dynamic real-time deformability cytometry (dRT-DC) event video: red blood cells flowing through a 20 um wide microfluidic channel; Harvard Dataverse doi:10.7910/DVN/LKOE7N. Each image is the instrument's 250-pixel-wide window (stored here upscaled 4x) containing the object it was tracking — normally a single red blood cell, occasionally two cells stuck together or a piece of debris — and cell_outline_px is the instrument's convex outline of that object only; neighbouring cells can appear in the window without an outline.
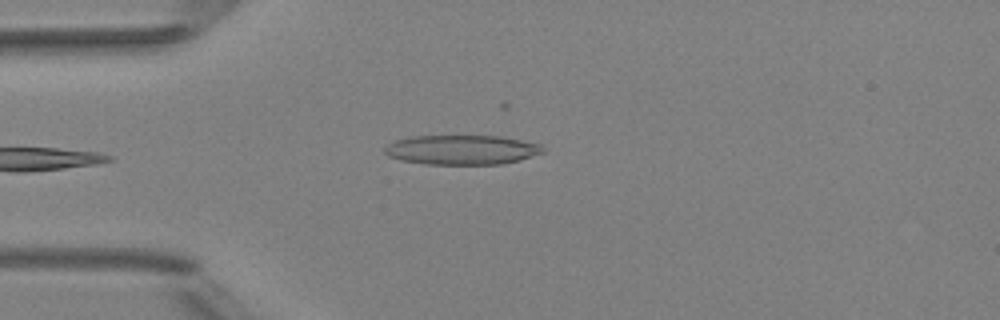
{"species": "Egyptian fruit bat (a non-hibernating species)", "species_latin": "Rousettus aegyptiacus", "temperature_condition": "room temperature", "stored_images_in_passage": 3, "camera_frame_rate_fps": 3000, "um_per_image_px": 0.085, "animal": {"sex": "female"}, "frame": {"image": 1, "passage_image": 3, "time_ms": 2.333, "image_size_px": [1000, 320], "cell_outline_px": [[544, 152], [520, 160], [500, 164], [424, 164], [400, 160], [388, 156], [384, 152], [384, 148], [388, 144], [396, 140], [412, 136], [500, 136], [540, 144], [544, 148]], "centroid_in_image_um": [39.24, 12.74], "position_along_channel_um": 45.8, "area_um2": 27.22}}